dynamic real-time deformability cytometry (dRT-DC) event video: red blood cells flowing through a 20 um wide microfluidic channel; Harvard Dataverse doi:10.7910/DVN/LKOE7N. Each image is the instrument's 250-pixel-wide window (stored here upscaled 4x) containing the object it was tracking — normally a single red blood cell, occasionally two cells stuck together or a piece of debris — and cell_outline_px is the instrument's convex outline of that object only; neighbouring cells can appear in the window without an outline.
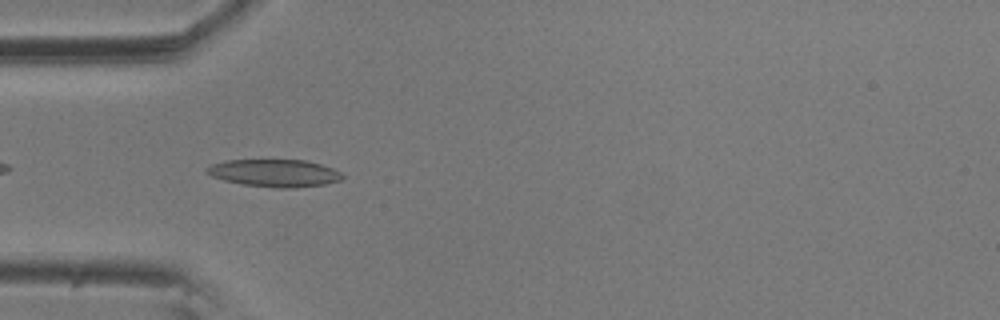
{"species": "common noctule bat (a hibernating species)", "species_latin": "Nyctalus noctula", "temperature_condition": "room temperature", "stored_images_in_passage": 13, "camera_frame_rate_fps": 3000, "um_per_image_px": 0.085, "animal": {"sex": "male", "body_mass_g": 20.5, "forearm_length_mm": 52.5}, "frame": {"image": 1, "passage_image": 3, "time_ms": 0.667, "image_size_px": [1000, 320], "cell_outline_px": [[344, 180], [324, 184], [296, 188], [276, 188], [244, 184], [224, 180], [212, 176], [204, 172], [204, 168], [212, 164], [224, 160], [304, 160], [320, 164], [332, 168], [340, 172], [344, 176]], "centroid_in_image_um": [23.33, 14.71], "position_along_channel_um": 61.7, "area_um2": 21.79}}
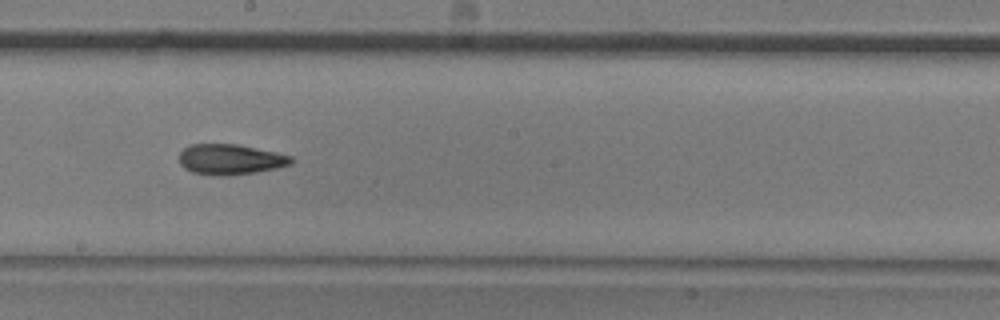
{"frame": {"image": 2, "passage_image": 7, "time_ms": 2.0, "image_size_px": [1000, 320], "cell_outline_px": [[296, 160], [292, 164], [276, 168], [256, 172], [228, 176], [220, 176], [192, 172], [184, 168], [180, 164], [180, 152], [184, 148], [192, 144], [236, 144], [276, 152], [292, 156]], "centroid_in_image_um": [19.61, 13.55], "position_along_channel_um": 228.6, "area_um2": 19.94}}
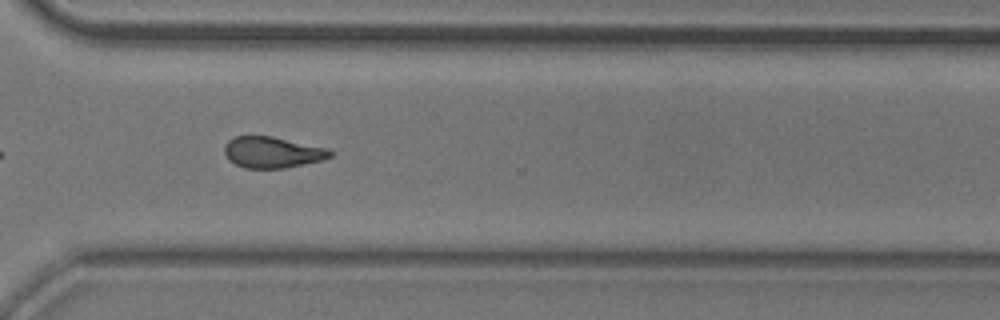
{"frame": {"image": 3, "passage_image": 10, "time_ms": 3.0, "image_size_px": [1000, 320], "cell_outline_px": [[332, 156], [324, 160], [284, 168], [244, 168], [228, 160], [224, 152], [224, 144], [228, 140], [236, 136], [272, 136], [328, 148], [332, 152]], "centroid_in_image_um": [23.14, 12.94], "position_along_channel_um": 347.5, "area_um2": 19.31}}